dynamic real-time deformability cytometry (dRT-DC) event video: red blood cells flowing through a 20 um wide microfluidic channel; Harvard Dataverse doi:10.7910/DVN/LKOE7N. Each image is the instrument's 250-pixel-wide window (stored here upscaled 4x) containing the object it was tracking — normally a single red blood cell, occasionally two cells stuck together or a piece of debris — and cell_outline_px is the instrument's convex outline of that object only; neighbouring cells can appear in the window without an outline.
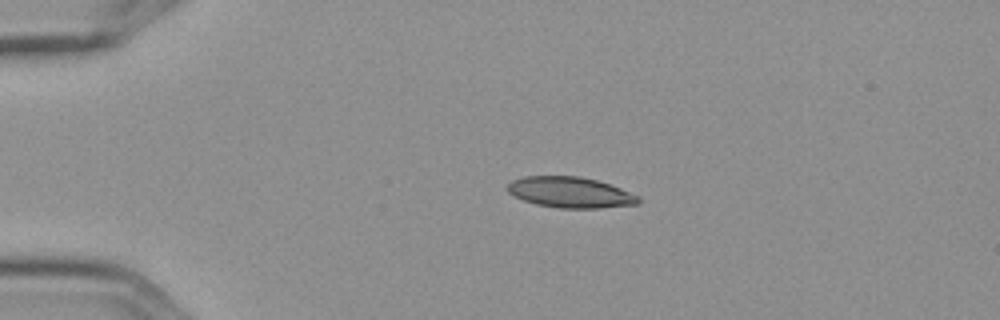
{"species": "Egyptian fruit bat (a non-hibernating species)", "species_latin": "Rousettus aegyptiacus", "temperature_condition": "cold", "stored_images_in_passage": 5, "camera_frame_rate_fps": 3000, "um_per_image_px": 0.085, "frame": {"image": 1, "passage_image": 3, "time_ms": 0.667, "image_size_px": [1000, 320], "cell_outline_px": [[640, 204], [600, 208], [560, 208], [536, 204], [512, 196], [508, 192], [508, 184], [512, 180], [524, 176], [580, 176], [596, 180], [620, 188], [640, 196]], "centroid_in_image_um": [48.48, 16.35], "position_along_channel_um": 36.5, "area_um2": 23.52}}
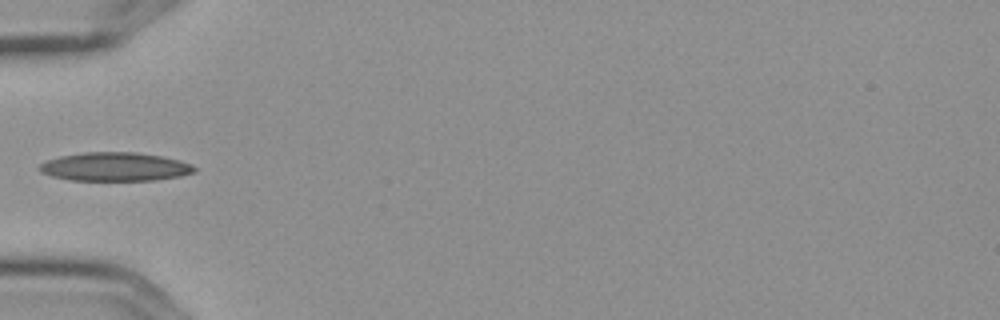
{"frame": {"image": 2, "passage_image": 5, "time_ms": 1.333, "image_size_px": [1000, 320], "cell_outline_px": [[196, 172], [180, 176], [152, 180], [72, 180], [52, 176], [40, 172], [36, 168], [40, 164], [48, 160], [60, 156], [84, 152], [136, 152], [160, 156], [180, 160], [196, 168]], "centroid_in_image_um": [9.74, 14.17], "position_along_channel_um": 75.3, "area_um2": 25.72}}